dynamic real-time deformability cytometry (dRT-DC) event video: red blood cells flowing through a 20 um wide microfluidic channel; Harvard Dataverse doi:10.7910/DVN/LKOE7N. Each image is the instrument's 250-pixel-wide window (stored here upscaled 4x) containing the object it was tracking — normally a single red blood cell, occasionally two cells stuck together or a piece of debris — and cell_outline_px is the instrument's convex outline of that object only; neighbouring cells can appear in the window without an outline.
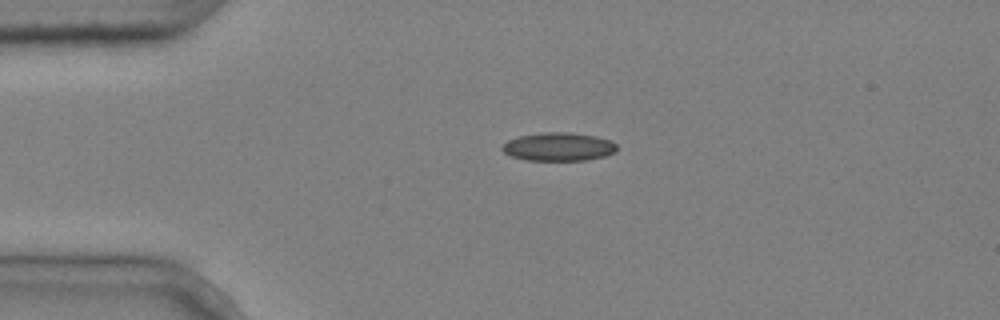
{"species": "common noctule bat (a hibernating species)", "species_latin": "Nyctalus noctula", "temperature_condition": "cold", "stored_images_in_passage": 3, "camera_frame_rate_fps": 3000, "um_per_image_px": 0.085, "animal": {"sex": "male", "body_mass_g": 20.4}, "frame": {"image": 1, "passage_image": 1, "time_ms": 0.0, "image_size_px": [1000, 320], "cell_outline_px": [[616, 152], [604, 156], [584, 160], [528, 160], [512, 156], [504, 152], [500, 148], [508, 140], [520, 136], [544, 132], [572, 132], [596, 136], [612, 140], [616, 144]], "centroid_in_image_um": [47.5, 12.46], "position_along_channel_um": 37.5, "area_um2": 18.9}}